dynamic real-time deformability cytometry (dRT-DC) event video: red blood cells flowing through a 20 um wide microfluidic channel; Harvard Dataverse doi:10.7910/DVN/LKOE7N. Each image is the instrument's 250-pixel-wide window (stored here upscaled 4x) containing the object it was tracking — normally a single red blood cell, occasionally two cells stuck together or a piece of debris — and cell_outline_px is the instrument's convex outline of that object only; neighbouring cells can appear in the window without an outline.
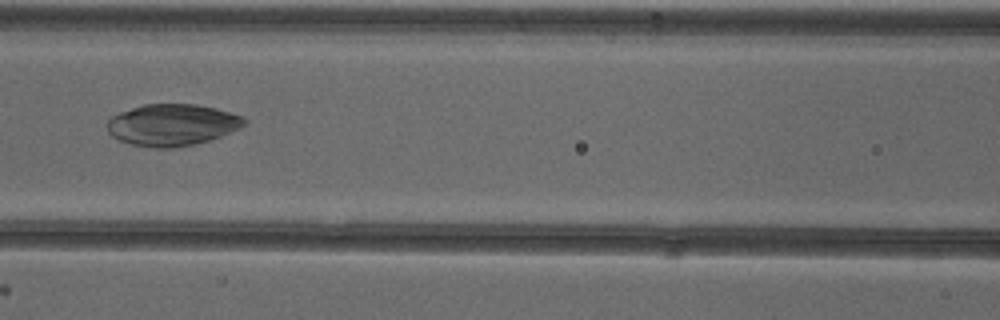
{"species": "common noctule bat (a hibernating species)", "species_latin": "Nyctalus noctula", "temperature_condition": "cold", "stored_images_in_passage": 53, "camera_frame_rate_fps": 3000, "um_per_image_px": 0.085, "animal": {"sex": "female"}, "frame": {"image": 1, "passage_image": 24, "time_ms": 7.667, "image_size_px": [1000, 320], "cell_outline_px": [[248, 124], [220, 136], [208, 140], [176, 148], [156, 148], [132, 144], [120, 140], [112, 136], [108, 132], [108, 120], [112, 116], [120, 112], [144, 104], [196, 104], [216, 108], [244, 116], [248, 120]], "centroid_in_image_um": [14.67, 10.6], "position_along_channel_um": 151.9, "area_um2": 33.23}}
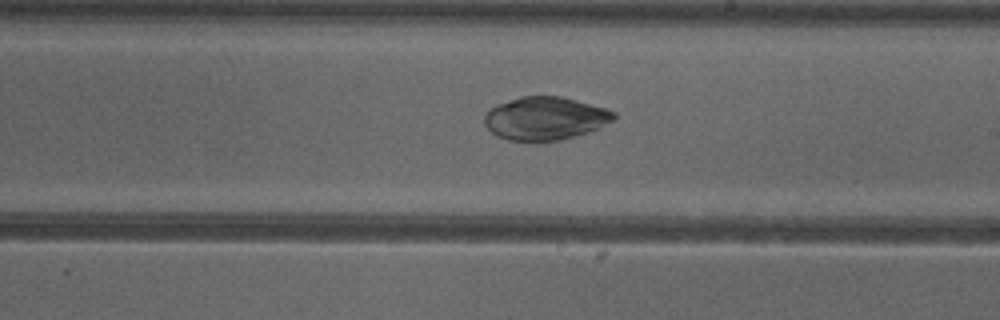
{"frame": {"image": 2, "passage_image": 31, "time_ms": 10.0, "image_size_px": [1000, 320], "cell_outline_px": [[616, 116], [612, 120], [588, 132], [560, 140], [508, 140], [496, 136], [484, 124], [484, 116], [492, 108], [500, 104], [520, 96], [560, 96], [576, 100], [604, 108], [616, 112]], "centroid_in_image_um": [46.32, 10.06], "position_along_channel_um": 242.7, "area_um2": 31.91}}
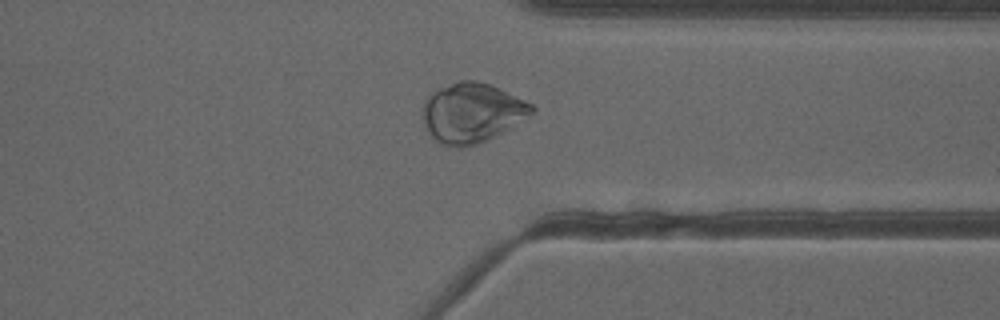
{"frame": {"image": 3, "passage_image": 41, "time_ms": 13.333, "image_size_px": [1000, 320], "cell_outline_px": [[536, 108], [532, 112], [496, 136], [488, 140], [464, 148], [460, 148], [440, 144], [424, 128], [420, 116], [424, 100], [428, 92], [436, 88], [460, 80], [476, 80], [492, 84], [532, 104]], "centroid_in_image_um": [40.01, 9.57], "position_along_channel_um": 371.4, "area_um2": 38.38}}